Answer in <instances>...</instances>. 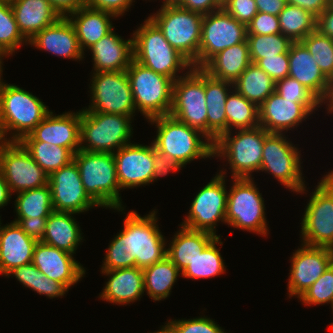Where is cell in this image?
I'll use <instances>...</instances> for the list:
<instances>
[{
  "mask_svg": "<svg viewBox=\"0 0 333 333\" xmlns=\"http://www.w3.org/2000/svg\"><path fill=\"white\" fill-rule=\"evenodd\" d=\"M154 210L144 217L136 211L127 213L123 230L108 246L101 270L135 266L144 269L167 256V242L156 224L158 217Z\"/></svg>",
  "mask_w": 333,
  "mask_h": 333,
  "instance_id": "6da1fadb",
  "label": "cell"
},
{
  "mask_svg": "<svg viewBox=\"0 0 333 333\" xmlns=\"http://www.w3.org/2000/svg\"><path fill=\"white\" fill-rule=\"evenodd\" d=\"M148 121L157 127V135L152 142L155 149L169 155L182 167L198 158L214 157V143L201 131L170 115L158 116Z\"/></svg>",
  "mask_w": 333,
  "mask_h": 333,
  "instance_id": "7a4b0ae2",
  "label": "cell"
},
{
  "mask_svg": "<svg viewBox=\"0 0 333 333\" xmlns=\"http://www.w3.org/2000/svg\"><path fill=\"white\" fill-rule=\"evenodd\" d=\"M51 110L38 97L6 83L0 94V140L20 141L29 135ZM10 138H7V134Z\"/></svg>",
  "mask_w": 333,
  "mask_h": 333,
  "instance_id": "3957f363",
  "label": "cell"
},
{
  "mask_svg": "<svg viewBox=\"0 0 333 333\" xmlns=\"http://www.w3.org/2000/svg\"><path fill=\"white\" fill-rule=\"evenodd\" d=\"M133 59L156 73L170 77L173 81L181 76L180 70H190L192 64L165 39L163 32L148 17L134 31Z\"/></svg>",
  "mask_w": 333,
  "mask_h": 333,
  "instance_id": "277c9868",
  "label": "cell"
},
{
  "mask_svg": "<svg viewBox=\"0 0 333 333\" xmlns=\"http://www.w3.org/2000/svg\"><path fill=\"white\" fill-rule=\"evenodd\" d=\"M73 160L77 164L83 187L100 206L123 211L113 153L78 150Z\"/></svg>",
  "mask_w": 333,
  "mask_h": 333,
  "instance_id": "5b68a950",
  "label": "cell"
},
{
  "mask_svg": "<svg viewBox=\"0 0 333 333\" xmlns=\"http://www.w3.org/2000/svg\"><path fill=\"white\" fill-rule=\"evenodd\" d=\"M231 134L225 132L214 142L213 156L228 161L232 179L252 178V172L260 171L264 140L270 133L259 125Z\"/></svg>",
  "mask_w": 333,
  "mask_h": 333,
  "instance_id": "8992f818",
  "label": "cell"
},
{
  "mask_svg": "<svg viewBox=\"0 0 333 333\" xmlns=\"http://www.w3.org/2000/svg\"><path fill=\"white\" fill-rule=\"evenodd\" d=\"M131 120H133L132 116L90 112L82 108L80 150L114 153L121 147L130 144L133 134Z\"/></svg>",
  "mask_w": 333,
  "mask_h": 333,
  "instance_id": "52a82bcc",
  "label": "cell"
},
{
  "mask_svg": "<svg viewBox=\"0 0 333 333\" xmlns=\"http://www.w3.org/2000/svg\"><path fill=\"white\" fill-rule=\"evenodd\" d=\"M135 108L149 120L170 114L173 80L144 67L134 59L126 70Z\"/></svg>",
  "mask_w": 333,
  "mask_h": 333,
  "instance_id": "ba28073f",
  "label": "cell"
},
{
  "mask_svg": "<svg viewBox=\"0 0 333 333\" xmlns=\"http://www.w3.org/2000/svg\"><path fill=\"white\" fill-rule=\"evenodd\" d=\"M202 14L179 7H161L149 18L163 32L170 45L198 68Z\"/></svg>",
  "mask_w": 333,
  "mask_h": 333,
  "instance_id": "9c48e42d",
  "label": "cell"
},
{
  "mask_svg": "<svg viewBox=\"0 0 333 333\" xmlns=\"http://www.w3.org/2000/svg\"><path fill=\"white\" fill-rule=\"evenodd\" d=\"M254 178H233L227 194L226 223L263 236L268 234L265 204Z\"/></svg>",
  "mask_w": 333,
  "mask_h": 333,
  "instance_id": "30bf717a",
  "label": "cell"
},
{
  "mask_svg": "<svg viewBox=\"0 0 333 333\" xmlns=\"http://www.w3.org/2000/svg\"><path fill=\"white\" fill-rule=\"evenodd\" d=\"M316 186L300 223L302 243L333 249V171Z\"/></svg>",
  "mask_w": 333,
  "mask_h": 333,
  "instance_id": "8fae6325",
  "label": "cell"
},
{
  "mask_svg": "<svg viewBox=\"0 0 333 333\" xmlns=\"http://www.w3.org/2000/svg\"><path fill=\"white\" fill-rule=\"evenodd\" d=\"M169 115L207 136V107L202 68L192 67L173 82L172 108Z\"/></svg>",
  "mask_w": 333,
  "mask_h": 333,
  "instance_id": "7c38bea8",
  "label": "cell"
},
{
  "mask_svg": "<svg viewBox=\"0 0 333 333\" xmlns=\"http://www.w3.org/2000/svg\"><path fill=\"white\" fill-rule=\"evenodd\" d=\"M292 144L284 133H270L264 140L260 171L271 173L291 192L303 194L306 186L301 172V154Z\"/></svg>",
  "mask_w": 333,
  "mask_h": 333,
  "instance_id": "4fadbf2b",
  "label": "cell"
},
{
  "mask_svg": "<svg viewBox=\"0 0 333 333\" xmlns=\"http://www.w3.org/2000/svg\"><path fill=\"white\" fill-rule=\"evenodd\" d=\"M91 105L84 109L135 116V103L126 71L93 72L91 76Z\"/></svg>",
  "mask_w": 333,
  "mask_h": 333,
  "instance_id": "5bb4252c",
  "label": "cell"
},
{
  "mask_svg": "<svg viewBox=\"0 0 333 333\" xmlns=\"http://www.w3.org/2000/svg\"><path fill=\"white\" fill-rule=\"evenodd\" d=\"M225 171L220 170L192 200L186 218L180 224L191 230L206 231L216 235L217 222L226 223L227 186Z\"/></svg>",
  "mask_w": 333,
  "mask_h": 333,
  "instance_id": "9a60e30c",
  "label": "cell"
},
{
  "mask_svg": "<svg viewBox=\"0 0 333 333\" xmlns=\"http://www.w3.org/2000/svg\"><path fill=\"white\" fill-rule=\"evenodd\" d=\"M0 168L11 194L48 184L47 173L19 141L0 140Z\"/></svg>",
  "mask_w": 333,
  "mask_h": 333,
  "instance_id": "2e32d148",
  "label": "cell"
},
{
  "mask_svg": "<svg viewBox=\"0 0 333 333\" xmlns=\"http://www.w3.org/2000/svg\"><path fill=\"white\" fill-rule=\"evenodd\" d=\"M247 40V26L228 14L223 8L203 16L198 68L214 55Z\"/></svg>",
  "mask_w": 333,
  "mask_h": 333,
  "instance_id": "e0dca14e",
  "label": "cell"
},
{
  "mask_svg": "<svg viewBox=\"0 0 333 333\" xmlns=\"http://www.w3.org/2000/svg\"><path fill=\"white\" fill-rule=\"evenodd\" d=\"M54 211L81 213L100 207L85 191L75 161L48 177Z\"/></svg>",
  "mask_w": 333,
  "mask_h": 333,
  "instance_id": "ac0fdd59",
  "label": "cell"
},
{
  "mask_svg": "<svg viewBox=\"0 0 333 333\" xmlns=\"http://www.w3.org/2000/svg\"><path fill=\"white\" fill-rule=\"evenodd\" d=\"M290 261L288 295L299 298L333 263V249L302 243Z\"/></svg>",
  "mask_w": 333,
  "mask_h": 333,
  "instance_id": "d6986e66",
  "label": "cell"
},
{
  "mask_svg": "<svg viewBox=\"0 0 333 333\" xmlns=\"http://www.w3.org/2000/svg\"><path fill=\"white\" fill-rule=\"evenodd\" d=\"M120 189L152 183L154 172L153 143L150 146L130 143L113 153Z\"/></svg>",
  "mask_w": 333,
  "mask_h": 333,
  "instance_id": "ffe728a7",
  "label": "cell"
},
{
  "mask_svg": "<svg viewBox=\"0 0 333 333\" xmlns=\"http://www.w3.org/2000/svg\"><path fill=\"white\" fill-rule=\"evenodd\" d=\"M81 111L54 115L50 111L40 124L20 141H42L68 148L73 154L80 149Z\"/></svg>",
  "mask_w": 333,
  "mask_h": 333,
  "instance_id": "44dd1931",
  "label": "cell"
},
{
  "mask_svg": "<svg viewBox=\"0 0 333 333\" xmlns=\"http://www.w3.org/2000/svg\"><path fill=\"white\" fill-rule=\"evenodd\" d=\"M74 255L56 247L37 242L32 263L47 277L63 283L68 289L84 277L86 270Z\"/></svg>",
  "mask_w": 333,
  "mask_h": 333,
  "instance_id": "7402d4cb",
  "label": "cell"
},
{
  "mask_svg": "<svg viewBox=\"0 0 333 333\" xmlns=\"http://www.w3.org/2000/svg\"><path fill=\"white\" fill-rule=\"evenodd\" d=\"M288 57V76L298 80L325 105L333 83L320 70L306 46L301 41L293 42Z\"/></svg>",
  "mask_w": 333,
  "mask_h": 333,
  "instance_id": "603a6c76",
  "label": "cell"
},
{
  "mask_svg": "<svg viewBox=\"0 0 333 333\" xmlns=\"http://www.w3.org/2000/svg\"><path fill=\"white\" fill-rule=\"evenodd\" d=\"M259 124L269 133L286 132L311 114L301 103L283 99L273 92L259 107Z\"/></svg>",
  "mask_w": 333,
  "mask_h": 333,
  "instance_id": "cb8c5ba5",
  "label": "cell"
},
{
  "mask_svg": "<svg viewBox=\"0 0 333 333\" xmlns=\"http://www.w3.org/2000/svg\"><path fill=\"white\" fill-rule=\"evenodd\" d=\"M28 44L75 61L83 60L85 55L80 48L75 28L67 17H60L54 24L37 32Z\"/></svg>",
  "mask_w": 333,
  "mask_h": 333,
  "instance_id": "d4e9b609",
  "label": "cell"
},
{
  "mask_svg": "<svg viewBox=\"0 0 333 333\" xmlns=\"http://www.w3.org/2000/svg\"><path fill=\"white\" fill-rule=\"evenodd\" d=\"M37 241L29 237L18 223L11 222L0 229V274L6 276L9 271L33 260V251Z\"/></svg>",
  "mask_w": 333,
  "mask_h": 333,
  "instance_id": "484cf974",
  "label": "cell"
},
{
  "mask_svg": "<svg viewBox=\"0 0 333 333\" xmlns=\"http://www.w3.org/2000/svg\"><path fill=\"white\" fill-rule=\"evenodd\" d=\"M89 49L93 72L126 71L133 60V39L124 40L114 29Z\"/></svg>",
  "mask_w": 333,
  "mask_h": 333,
  "instance_id": "4316f807",
  "label": "cell"
},
{
  "mask_svg": "<svg viewBox=\"0 0 333 333\" xmlns=\"http://www.w3.org/2000/svg\"><path fill=\"white\" fill-rule=\"evenodd\" d=\"M109 276L100 298L104 301L126 305L140 300L144 294L143 269L138 267L102 270ZM141 296V297H140Z\"/></svg>",
  "mask_w": 333,
  "mask_h": 333,
  "instance_id": "83f0119b",
  "label": "cell"
},
{
  "mask_svg": "<svg viewBox=\"0 0 333 333\" xmlns=\"http://www.w3.org/2000/svg\"><path fill=\"white\" fill-rule=\"evenodd\" d=\"M231 88H234L233 83L212 77L204 71L207 138L213 143L227 132L226 100Z\"/></svg>",
  "mask_w": 333,
  "mask_h": 333,
  "instance_id": "f1b7e54d",
  "label": "cell"
},
{
  "mask_svg": "<svg viewBox=\"0 0 333 333\" xmlns=\"http://www.w3.org/2000/svg\"><path fill=\"white\" fill-rule=\"evenodd\" d=\"M10 4L18 29L27 41L61 17L49 0H13Z\"/></svg>",
  "mask_w": 333,
  "mask_h": 333,
  "instance_id": "f546056e",
  "label": "cell"
},
{
  "mask_svg": "<svg viewBox=\"0 0 333 333\" xmlns=\"http://www.w3.org/2000/svg\"><path fill=\"white\" fill-rule=\"evenodd\" d=\"M112 17L115 18L116 16L87 5L67 16L75 28L79 45L83 52L86 51V48L89 50L92 45L114 29L110 20Z\"/></svg>",
  "mask_w": 333,
  "mask_h": 333,
  "instance_id": "4dcf8cb0",
  "label": "cell"
},
{
  "mask_svg": "<svg viewBox=\"0 0 333 333\" xmlns=\"http://www.w3.org/2000/svg\"><path fill=\"white\" fill-rule=\"evenodd\" d=\"M74 214L76 213L53 211L47 218L41 242L74 254L83 240L82 231L73 217Z\"/></svg>",
  "mask_w": 333,
  "mask_h": 333,
  "instance_id": "1f68e13d",
  "label": "cell"
},
{
  "mask_svg": "<svg viewBox=\"0 0 333 333\" xmlns=\"http://www.w3.org/2000/svg\"><path fill=\"white\" fill-rule=\"evenodd\" d=\"M167 248V257L182 272L217 236L206 231L179 228Z\"/></svg>",
  "mask_w": 333,
  "mask_h": 333,
  "instance_id": "d6a6232c",
  "label": "cell"
},
{
  "mask_svg": "<svg viewBox=\"0 0 333 333\" xmlns=\"http://www.w3.org/2000/svg\"><path fill=\"white\" fill-rule=\"evenodd\" d=\"M251 63L246 40L217 53L202 69L212 77L234 83Z\"/></svg>",
  "mask_w": 333,
  "mask_h": 333,
  "instance_id": "836d02e7",
  "label": "cell"
},
{
  "mask_svg": "<svg viewBox=\"0 0 333 333\" xmlns=\"http://www.w3.org/2000/svg\"><path fill=\"white\" fill-rule=\"evenodd\" d=\"M180 274L178 267L166 256L143 269L144 291L154 301L166 299Z\"/></svg>",
  "mask_w": 333,
  "mask_h": 333,
  "instance_id": "e575fe53",
  "label": "cell"
},
{
  "mask_svg": "<svg viewBox=\"0 0 333 333\" xmlns=\"http://www.w3.org/2000/svg\"><path fill=\"white\" fill-rule=\"evenodd\" d=\"M244 98L259 107L273 92L276 82L256 64L251 63L233 83Z\"/></svg>",
  "mask_w": 333,
  "mask_h": 333,
  "instance_id": "d590c367",
  "label": "cell"
},
{
  "mask_svg": "<svg viewBox=\"0 0 333 333\" xmlns=\"http://www.w3.org/2000/svg\"><path fill=\"white\" fill-rule=\"evenodd\" d=\"M227 132L235 129H250L259 126L258 107L244 98L236 89H231L226 100Z\"/></svg>",
  "mask_w": 333,
  "mask_h": 333,
  "instance_id": "8d00e7d4",
  "label": "cell"
},
{
  "mask_svg": "<svg viewBox=\"0 0 333 333\" xmlns=\"http://www.w3.org/2000/svg\"><path fill=\"white\" fill-rule=\"evenodd\" d=\"M223 245L220 236L216 237L182 272L181 276L190 279L212 278L224 274L225 262L218 245Z\"/></svg>",
  "mask_w": 333,
  "mask_h": 333,
  "instance_id": "74e56055",
  "label": "cell"
},
{
  "mask_svg": "<svg viewBox=\"0 0 333 333\" xmlns=\"http://www.w3.org/2000/svg\"><path fill=\"white\" fill-rule=\"evenodd\" d=\"M19 142L48 176L73 161L74 154L68 148L42 141Z\"/></svg>",
  "mask_w": 333,
  "mask_h": 333,
  "instance_id": "f35d334b",
  "label": "cell"
},
{
  "mask_svg": "<svg viewBox=\"0 0 333 333\" xmlns=\"http://www.w3.org/2000/svg\"><path fill=\"white\" fill-rule=\"evenodd\" d=\"M16 194L14 205L17 218L48 217L54 211L49 184Z\"/></svg>",
  "mask_w": 333,
  "mask_h": 333,
  "instance_id": "ab89813d",
  "label": "cell"
},
{
  "mask_svg": "<svg viewBox=\"0 0 333 333\" xmlns=\"http://www.w3.org/2000/svg\"><path fill=\"white\" fill-rule=\"evenodd\" d=\"M278 19L281 33L293 42L302 41L316 30L317 17L298 6L287 4Z\"/></svg>",
  "mask_w": 333,
  "mask_h": 333,
  "instance_id": "60d3db41",
  "label": "cell"
},
{
  "mask_svg": "<svg viewBox=\"0 0 333 333\" xmlns=\"http://www.w3.org/2000/svg\"><path fill=\"white\" fill-rule=\"evenodd\" d=\"M250 59L255 64L259 59L289 52L293 41L282 33L270 35L247 34Z\"/></svg>",
  "mask_w": 333,
  "mask_h": 333,
  "instance_id": "b9f144b4",
  "label": "cell"
},
{
  "mask_svg": "<svg viewBox=\"0 0 333 333\" xmlns=\"http://www.w3.org/2000/svg\"><path fill=\"white\" fill-rule=\"evenodd\" d=\"M28 41L20 33L11 4L0 2V54L10 56Z\"/></svg>",
  "mask_w": 333,
  "mask_h": 333,
  "instance_id": "7bdbcfd3",
  "label": "cell"
},
{
  "mask_svg": "<svg viewBox=\"0 0 333 333\" xmlns=\"http://www.w3.org/2000/svg\"><path fill=\"white\" fill-rule=\"evenodd\" d=\"M324 75L333 83V39L314 30L301 41Z\"/></svg>",
  "mask_w": 333,
  "mask_h": 333,
  "instance_id": "ee69618b",
  "label": "cell"
},
{
  "mask_svg": "<svg viewBox=\"0 0 333 333\" xmlns=\"http://www.w3.org/2000/svg\"><path fill=\"white\" fill-rule=\"evenodd\" d=\"M275 92L285 100L301 103L310 113L322 105L309 89L290 76L276 82Z\"/></svg>",
  "mask_w": 333,
  "mask_h": 333,
  "instance_id": "f6af8a7d",
  "label": "cell"
},
{
  "mask_svg": "<svg viewBox=\"0 0 333 333\" xmlns=\"http://www.w3.org/2000/svg\"><path fill=\"white\" fill-rule=\"evenodd\" d=\"M306 306L329 303L333 309V263L299 297Z\"/></svg>",
  "mask_w": 333,
  "mask_h": 333,
  "instance_id": "bcb514c9",
  "label": "cell"
},
{
  "mask_svg": "<svg viewBox=\"0 0 333 333\" xmlns=\"http://www.w3.org/2000/svg\"><path fill=\"white\" fill-rule=\"evenodd\" d=\"M174 333H226L213 319L201 316L191 319L168 321Z\"/></svg>",
  "mask_w": 333,
  "mask_h": 333,
  "instance_id": "7dc6e473",
  "label": "cell"
},
{
  "mask_svg": "<svg viewBox=\"0 0 333 333\" xmlns=\"http://www.w3.org/2000/svg\"><path fill=\"white\" fill-rule=\"evenodd\" d=\"M255 64L264 70L275 82L284 79L289 74L288 52L264 57L259 59Z\"/></svg>",
  "mask_w": 333,
  "mask_h": 333,
  "instance_id": "c3c4849f",
  "label": "cell"
},
{
  "mask_svg": "<svg viewBox=\"0 0 333 333\" xmlns=\"http://www.w3.org/2000/svg\"><path fill=\"white\" fill-rule=\"evenodd\" d=\"M222 8L246 26L258 13L255 0H225L222 3Z\"/></svg>",
  "mask_w": 333,
  "mask_h": 333,
  "instance_id": "681fc988",
  "label": "cell"
},
{
  "mask_svg": "<svg viewBox=\"0 0 333 333\" xmlns=\"http://www.w3.org/2000/svg\"><path fill=\"white\" fill-rule=\"evenodd\" d=\"M281 33L278 16L258 12L247 25V34L270 35Z\"/></svg>",
  "mask_w": 333,
  "mask_h": 333,
  "instance_id": "f907efd6",
  "label": "cell"
},
{
  "mask_svg": "<svg viewBox=\"0 0 333 333\" xmlns=\"http://www.w3.org/2000/svg\"><path fill=\"white\" fill-rule=\"evenodd\" d=\"M153 158H154V172L152 182L156 181L161 176H166L169 172H176L181 170L182 166L179 165L169 155L163 154L155 149L153 144Z\"/></svg>",
  "mask_w": 333,
  "mask_h": 333,
  "instance_id": "816d5d0a",
  "label": "cell"
},
{
  "mask_svg": "<svg viewBox=\"0 0 333 333\" xmlns=\"http://www.w3.org/2000/svg\"><path fill=\"white\" fill-rule=\"evenodd\" d=\"M17 279L24 287L36 291L38 281V268L31 262L9 271L6 277L12 276Z\"/></svg>",
  "mask_w": 333,
  "mask_h": 333,
  "instance_id": "f5cc1de1",
  "label": "cell"
},
{
  "mask_svg": "<svg viewBox=\"0 0 333 333\" xmlns=\"http://www.w3.org/2000/svg\"><path fill=\"white\" fill-rule=\"evenodd\" d=\"M68 290L69 289L63 283L47 277L38 270V281L36 287V292L38 294L45 295L49 298H55L64 296Z\"/></svg>",
  "mask_w": 333,
  "mask_h": 333,
  "instance_id": "db71d44e",
  "label": "cell"
},
{
  "mask_svg": "<svg viewBox=\"0 0 333 333\" xmlns=\"http://www.w3.org/2000/svg\"><path fill=\"white\" fill-rule=\"evenodd\" d=\"M134 0H86L88 7L102 10L119 17L129 10ZM128 9V10H127Z\"/></svg>",
  "mask_w": 333,
  "mask_h": 333,
  "instance_id": "11a10c76",
  "label": "cell"
},
{
  "mask_svg": "<svg viewBox=\"0 0 333 333\" xmlns=\"http://www.w3.org/2000/svg\"><path fill=\"white\" fill-rule=\"evenodd\" d=\"M47 218L48 217L15 218L13 222L18 223L29 237L40 242L45 234Z\"/></svg>",
  "mask_w": 333,
  "mask_h": 333,
  "instance_id": "9f6ffc18",
  "label": "cell"
},
{
  "mask_svg": "<svg viewBox=\"0 0 333 333\" xmlns=\"http://www.w3.org/2000/svg\"><path fill=\"white\" fill-rule=\"evenodd\" d=\"M181 7L205 15L221 9L222 4L218 0H185Z\"/></svg>",
  "mask_w": 333,
  "mask_h": 333,
  "instance_id": "6f0895ef",
  "label": "cell"
},
{
  "mask_svg": "<svg viewBox=\"0 0 333 333\" xmlns=\"http://www.w3.org/2000/svg\"><path fill=\"white\" fill-rule=\"evenodd\" d=\"M287 4L298 6L318 17L329 6L330 0H286Z\"/></svg>",
  "mask_w": 333,
  "mask_h": 333,
  "instance_id": "680465c9",
  "label": "cell"
},
{
  "mask_svg": "<svg viewBox=\"0 0 333 333\" xmlns=\"http://www.w3.org/2000/svg\"><path fill=\"white\" fill-rule=\"evenodd\" d=\"M316 30L333 39V5L331 3L317 17Z\"/></svg>",
  "mask_w": 333,
  "mask_h": 333,
  "instance_id": "91938a15",
  "label": "cell"
},
{
  "mask_svg": "<svg viewBox=\"0 0 333 333\" xmlns=\"http://www.w3.org/2000/svg\"><path fill=\"white\" fill-rule=\"evenodd\" d=\"M54 9L61 15L67 17L70 13L86 5V0H49Z\"/></svg>",
  "mask_w": 333,
  "mask_h": 333,
  "instance_id": "94428289",
  "label": "cell"
},
{
  "mask_svg": "<svg viewBox=\"0 0 333 333\" xmlns=\"http://www.w3.org/2000/svg\"><path fill=\"white\" fill-rule=\"evenodd\" d=\"M258 12L278 16L287 5L286 0H255Z\"/></svg>",
  "mask_w": 333,
  "mask_h": 333,
  "instance_id": "6125c7cd",
  "label": "cell"
},
{
  "mask_svg": "<svg viewBox=\"0 0 333 333\" xmlns=\"http://www.w3.org/2000/svg\"><path fill=\"white\" fill-rule=\"evenodd\" d=\"M11 192L0 168V209L7 206L10 201Z\"/></svg>",
  "mask_w": 333,
  "mask_h": 333,
  "instance_id": "be15d7a7",
  "label": "cell"
},
{
  "mask_svg": "<svg viewBox=\"0 0 333 333\" xmlns=\"http://www.w3.org/2000/svg\"><path fill=\"white\" fill-rule=\"evenodd\" d=\"M185 0H163L161 7H179L182 6Z\"/></svg>",
  "mask_w": 333,
  "mask_h": 333,
  "instance_id": "e7e4bbea",
  "label": "cell"
},
{
  "mask_svg": "<svg viewBox=\"0 0 333 333\" xmlns=\"http://www.w3.org/2000/svg\"><path fill=\"white\" fill-rule=\"evenodd\" d=\"M3 57H7L6 55H3V54H0V94L2 93L3 89H4V86L6 84V82L4 83L3 82V79L2 78V72H3V68H2V65H3Z\"/></svg>",
  "mask_w": 333,
  "mask_h": 333,
  "instance_id": "03108f58",
  "label": "cell"
},
{
  "mask_svg": "<svg viewBox=\"0 0 333 333\" xmlns=\"http://www.w3.org/2000/svg\"><path fill=\"white\" fill-rule=\"evenodd\" d=\"M327 103V109H328V113H332L333 112V85L329 94V97L327 99V101L325 102Z\"/></svg>",
  "mask_w": 333,
  "mask_h": 333,
  "instance_id": "003e7915",
  "label": "cell"
},
{
  "mask_svg": "<svg viewBox=\"0 0 333 333\" xmlns=\"http://www.w3.org/2000/svg\"><path fill=\"white\" fill-rule=\"evenodd\" d=\"M163 327L159 331L150 332V333H174V330L169 322L165 323Z\"/></svg>",
  "mask_w": 333,
  "mask_h": 333,
  "instance_id": "a7ac6f4b",
  "label": "cell"
},
{
  "mask_svg": "<svg viewBox=\"0 0 333 333\" xmlns=\"http://www.w3.org/2000/svg\"><path fill=\"white\" fill-rule=\"evenodd\" d=\"M13 0H0V2H8V3H10V2H12Z\"/></svg>",
  "mask_w": 333,
  "mask_h": 333,
  "instance_id": "89a4df30",
  "label": "cell"
},
{
  "mask_svg": "<svg viewBox=\"0 0 333 333\" xmlns=\"http://www.w3.org/2000/svg\"><path fill=\"white\" fill-rule=\"evenodd\" d=\"M333 312V309H332ZM329 329L333 331V323L331 325H329Z\"/></svg>",
  "mask_w": 333,
  "mask_h": 333,
  "instance_id": "2644e50d",
  "label": "cell"
},
{
  "mask_svg": "<svg viewBox=\"0 0 333 333\" xmlns=\"http://www.w3.org/2000/svg\"><path fill=\"white\" fill-rule=\"evenodd\" d=\"M221 4L225 1V0H218Z\"/></svg>",
  "mask_w": 333,
  "mask_h": 333,
  "instance_id": "8c879c8a",
  "label": "cell"
}]
</instances>
